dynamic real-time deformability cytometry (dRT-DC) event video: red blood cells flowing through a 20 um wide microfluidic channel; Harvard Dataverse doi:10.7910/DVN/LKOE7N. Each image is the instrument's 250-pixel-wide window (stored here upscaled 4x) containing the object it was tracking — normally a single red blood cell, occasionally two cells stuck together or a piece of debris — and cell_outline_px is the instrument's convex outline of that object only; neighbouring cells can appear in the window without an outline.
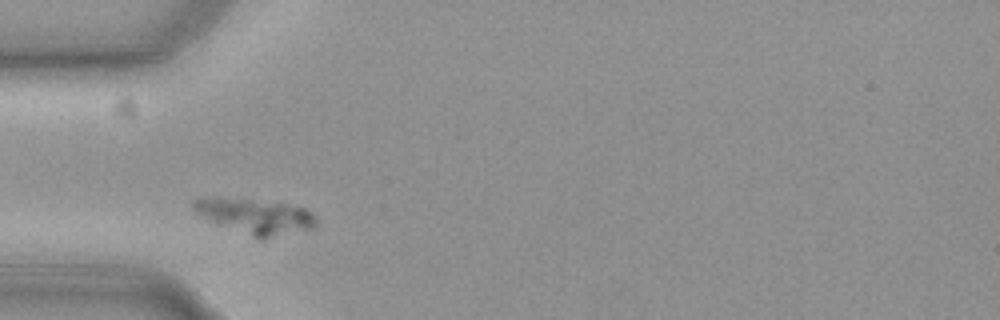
{"species": "common noctule bat (a hibernating species)", "species_latin": "Nyctalus noctula", "temperature_condition": "cold", "stored_images_in_passage": 40, "camera_frame_rate_fps": 3000, "um_per_image_px": 0.085, "animal": {"sex": "female", "body_mass_g": 19.3, "forearm_length_mm": 54.1}, "frame": {"image": 1, "passage_image": 5, "time_ms": 1.333, "image_size_px": [1000, 320], "cell_outline_px": [[316, 224], [312, 228], [268, 236], [252, 236], [208, 220], [196, 212], [192, 208], [192, 200], [200, 196], [216, 196], [284, 204], [308, 208], [316, 216]], "centroid_in_image_um": [21.62, 18.32], "position_along_channel_um": 63.4, "area_um2": 24.51}}
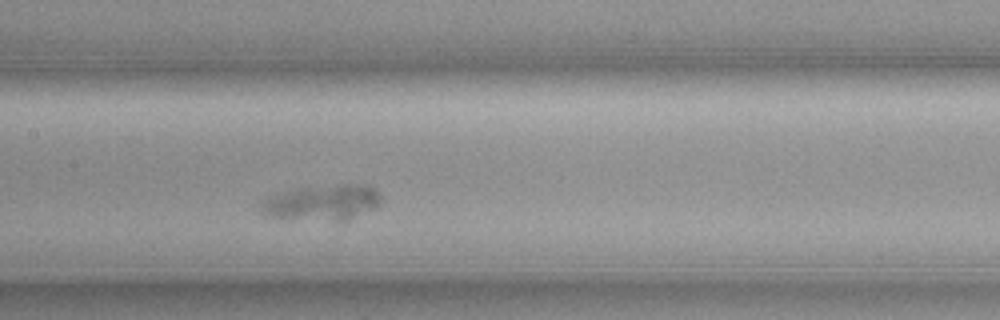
{"frame": {"image": 2, "passage_image": 15, "time_ms": 4.667, "image_size_px": [1000, 320], "cell_outline_px": [[384, 200], [376, 208], [348, 220], [336, 220], [272, 216], [264, 212], [260, 208], [260, 204], [276, 196], [296, 188], [340, 184], [348, 184], [372, 188], [380, 192]], "centroid_in_image_um": [27.56, 17.2], "position_along_channel_um": 179.8, "area_um2": 23.87}}
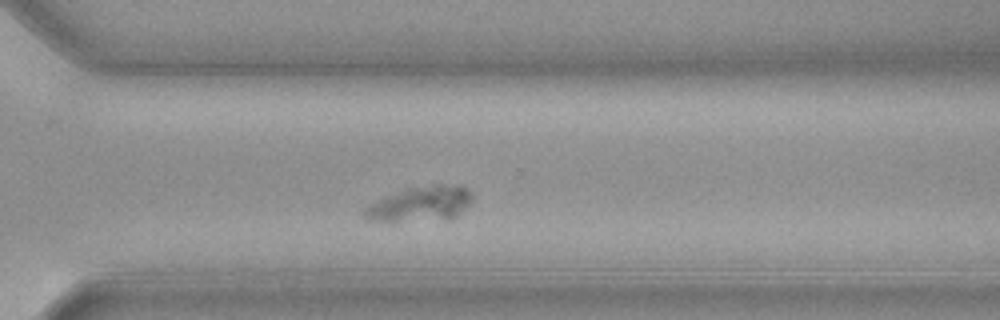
{"frame": {"image": 3, "passage_image": 28, "time_ms": 9.0, "image_size_px": [1000, 320], "cell_outline_px": [[472, 200], [456, 216], [448, 220], [368, 220], [364, 216], [364, 208], [368, 204], [384, 196], [408, 188], [432, 184], [460, 184], [472, 196]], "centroid_in_image_um": [35.74, 17.31], "position_along_channel_um": 334.9, "area_um2": 21.79}}